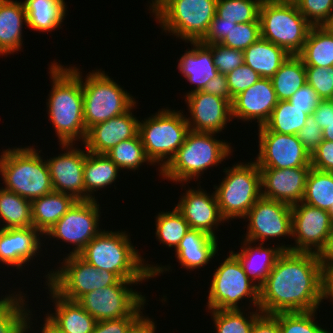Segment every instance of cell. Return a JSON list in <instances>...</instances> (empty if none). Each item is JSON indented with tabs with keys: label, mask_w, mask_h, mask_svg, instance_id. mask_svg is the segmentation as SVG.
<instances>
[{
	"label": "cell",
	"mask_w": 333,
	"mask_h": 333,
	"mask_svg": "<svg viewBox=\"0 0 333 333\" xmlns=\"http://www.w3.org/2000/svg\"><path fill=\"white\" fill-rule=\"evenodd\" d=\"M179 199L175 207L182 213L190 229L200 230L217 238L215 230L219 223L222 225L226 220L220 213L215 191L210 195L201 186L199 189L188 188Z\"/></svg>",
	"instance_id": "cell-21"
},
{
	"label": "cell",
	"mask_w": 333,
	"mask_h": 333,
	"mask_svg": "<svg viewBox=\"0 0 333 333\" xmlns=\"http://www.w3.org/2000/svg\"><path fill=\"white\" fill-rule=\"evenodd\" d=\"M156 218V238L158 241L175 250L182 238L190 230L182 213L174 207L172 211L160 212Z\"/></svg>",
	"instance_id": "cell-40"
},
{
	"label": "cell",
	"mask_w": 333,
	"mask_h": 333,
	"mask_svg": "<svg viewBox=\"0 0 333 333\" xmlns=\"http://www.w3.org/2000/svg\"><path fill=\"white\" fill-rule=\"evenodd\" d=\"M87 152V153H86ZM121 169L106 155L85 150V200H96L94 192L115 183Z\"/></svg>",
	"instance_id": "cell-32"
},
{
	"label": "cell",
	"mask_w": 333,
	"mask_h": 333,
	"mask_svg": "<svg viewBox=\"0 0 333 333\" xmlns=\"http://www.w3.org/2000/svg\"><path fill=\"white\" fill-rule=\"evenodd\" d=\"M127 234L103 230L78 255L96 269L114 273L122 280L146 281L169 271V266L146 263Z\"/></svg>",
	"instance_id": "cell-2"
},
{
	"label": "cell",
	"mask_w": 333,
	"mask_h": 333,
	"mask_svg": "<svg viewBox=\"0 0 333 333\" xmlns=\"http://www.w3.org/2000/svg\"><path fill=\"white\" fill-rule=\"evenodd\" d=\"M15 293L0 299V333H28V329L32 330V313L26 307L24 293Z\"/></svg>",
	"instance_id": "cell-35"
},
{
	"label": "cell",
	"mask_w": 333,
	"mask_h": 333,
	"mask_svg": "<svg viewBox=\"0 0 333 333\" xmlns=\"http://www.w3.org/2000/svg\"><path fill=\"white\" fill-rule=\"evenodd\" d=\"M261 38L260 22L236 24L221 44L244 51Z\"/></svg>",
	"instance_id": "cell-46"
},
{
	"label": "cell",
	"mask_w": 333,
	"mask_h": 333,
	"mask_svg": "<svg viewBox=\"0 0 333 333\" xmlns=\"http://www.w3.org/2000/svg\"><path fill=\"white\" fill-rule=\"evenodd\" d=\"M293 252H310L324 256L333 239V221L326 210L299 202L292 206Z\"/></svg>",
	"instance_id": "cell-14"
},
{
	"label": "cell",
	"mask_w": 333,
	"mask_h": 333,
	"mask_svg": "<svg viewBox=\"0 0 333 333\" xmlns=\"http://www.w3.org/2000/svg\"><path fill=\"white\" fill-rule=\"evenodd\" d=\"M82 83L84 123L86 130L100 122L127 112L136 100L120 87L105 71L92 70L82 79V72L73 66L68 67Z\"/></svg>",
	"instance_id": "cell-6"
},
{
	"label": "cell",
	"mask_w": 333,
	"mask_h": 333,
	"mask_svg": "<svg viewBox=\"0 0 333 333\" xmlns=\"http://www.w3.org/2000/svg\"><path fill=\"white\" fill-rule=\"evenodd\" d=\"M156 325L149 316H142L127 333H155Z\"/></svg>",
	"instance_id": "cell-58"
},
{
	"label": "cell",
	"mask_w": 333,
	"mask_h": 333,
	"mask_svg": "<svg viewBox=\"0 0 333 333\" xmlns=\"http://www.w3.org/2000/svg\"><path fill=\"white\" fill-rule=\"evenodd\" d=\"M298 56L305 66L333 68V26H313Z\"/></svg>",
	"instance_id": "cell-34"
},
{
	"label": "cell",
	"mask_w": 333,
	"mask_h": 333,
	"mask_svg": "<svg viewBox=\"0 0 333 333\" xmlns=\"http://www.w3.org/2000/svg\"><path fill=\"white\" fill-rule=\"evenodd\" d=\"M308 116L305 109L293 106L288 101H278L264 126L272 132L297 135Z\"/></svg>",
	"instance_id": "cell-39"
},
{
	"label": "cell",
	"mask_w": 333,
	"mask_h": 333,
	"mask_svg": "<svg viewBox=\"0 0 333 333\" xmlns=\"http://www.w3.org/2000/svg\"><path fill=\"white\" fill-rule=\"evenodd\" d=\"M44 324L41 327V333H63L54 323H52L47 317L44 320Z\"/></svg>",
	"instance_id": "cell-60"
},
{
	"label": "cell",
	"mask_w": 333,
	"mask_h": 333,
	"mask_svg": "<svg viewBox=\"0 0 333 333\" xmlns=\"http://www.w3.org/2000/svg\"><path fill=\"white\" fill-rule=\"evenodd\" d=\"M162 108L139 121V135L147 158L159 164L161 171L173 158L190 131L186 116L180 111Z\"/></svg>",
	"instance_id": "cell-8"
},
{
	"label": "cell",
	"mask_w": 333,
	"mask_h": 333,
	"mask_svg": "<svg viewBox=\"0 0 333 333\" xmlns=\"http://www.w3.org/2000/svg\"><path fill=\"white\" fill-rule=\"evenodd\" d=\"M77 200L60 192H51L31 201L33 227L43 235L73 206Z\"/></svg>",
	"instance_id": "cell-30"
},
{
	"label": "cell",
	"mask_w": 333,
	"mask_h": 333,
	"mask_svg": "<svg viewBox=\"0 0 333 333\" xmlns=\"http://www.w3.org/2000/svg\"><path fill=\"white\" fill-rule=\"evenodd\" d=\"M143 281L120 279L116 284L95 289L83 295L77 302L97 322L121 319L124 317H142L141 310L146 304V297L129 286ZM143 307V308H142Z\"/></svg>",
	"instance_id": "cell-12"
},
{
	"label": "cell",
	"mask_w": 333,
	"mask_h": 333,
	"mask_svg": "<svg viewBox=\"0 0 333 333\" xmlns=\"http://www.w3.org/2000/svg\"><path fill=\"white\" fill-rule=\"evenodd\" d=\"M229 253L213 273L207 310L242 309L238 303L243 299L259 309V287L244 272L238 258L231 251Z\"/></svg>",
	"instance_id": "cell-11"
},
{
	"label": "cell",
	"mask_w": 333,
	"mask_h": 333,
	"mask_svg": "<svg viewBox=\"0 0 333 333\" xmlns=\"http://www.w3.org/2000/svg\"><path fill=\"white\" fill-rule=\"evenodd\" d=\"M251 333H281L278 320L270 314H261L253 323Z\"/></svg>",
	"instance_id": "cell-57"
},
{
	"label": "cell",
	"mask_w": 333,
	"mask_h": 333,
	"mask_svg": "<svg viewBox=\"0 0 333 333\" xmlns=\"http://www.w3.org/2000/svg\"><path fill=\"white\" fill-rule=\"evenodd\" d=\"M33 146L8 148L0 155L4 189L32 201L53 192L46 160Z\"/></svg>",
	"instance_id": "cell-5"
},
{
	"label": "cell",
	"mask_w": 333,
	"mask_h": 333,
	"mask_svg": "<svg viewBox=\"0 0 333 333\" xmlns=\"http://www.w3.org/2000/svg\"><path fill=\"white\" fill-rule=\"evenodd\" d=\"M213 56L214 65L223 75L229 74L240 65L244 64V52L239 49L227 47L221 43L207 45Z\"/></svg>",
	"instance_id": "cell-47"
},
{
	"label": "cell",
	"mask_w": 333,
	"mask_h": 333,
	"mask_svg": "<svg viewBox=\"0 0 333 333\" xmlns=\"http://www.w3.org/2000/svg\"><path fill=\"white\" fill-rule=\"evenodd\" d=\"M271 1L278 3H292V4H296L298 2V0H271Z\"/></svg>",
	"instance_id": "cell-63"
},
{
	"label": "cell",
	"mask_w": 333,
	"mask_h": 333,
	"mask_svg": "<svg viewBox=\"0 0 333 333\" xmlns=\"http://www.w3.org/2000/svg\"><path fill=\"white\" fill-rule=\"evenodd\" d=\"M296 6L312 26L333 25V0H298Z\"/></svg>",
	"instance_id": "cell-45"
},
{
	"label": "cell",
	"mask_w": 333,
	"mask_h": 333,
	"mask_svg": "<svg viewBox=\"0 0 333 333\" xmlns=\"http://www.w3.org/2000/svg\"><path fill=\"white\" fill-rule=\"evenodd\" d=\"M328 213L330 214L331 219H332V221H333V205H332V207L330 208V210L328 211Z\"/></svg>",
	"instance_id": "cell-64"
},
{
	"label": "cell",
	"mask_w": 333,
	"mask_h": 333,
	"mask_svg": "<svg viewBox=\"0 0 333 333\" xmlns=\"http://www.w3.org/2000/svg\"><path fill=\"white\" fill-rule=\"evenodd\" d=\"M235 25L236 23L223 21V19L215 15L207 33L200 42L206 45L221 43Z\"/></svg>",
	"instance_id": "cell-53"
},
{
	"label": "cell",
	"mask_w": 333,
	"mask_h": 333,
	"mask_svg": "<svg viewBox=\"0 0 333 333\" xmlns=\"http://www.w3.org/2000/svg\"><path fill=\"white\" fill-rule=\"evenodd\" d=\"M63 259L57 270L48 272L45 283L65 299L78 301L83 295L120 280L114 273L96 269L79 255L67 254Z\"/></svg>",
	"instance_id": "cell-13"
},
{
	"label": "cell",
	"mask_w": 333,
	"mask_h": 333,
	"mask_svg": "<svg viewBox=\"0 0 333 333\" xmlns=\"http://www.w3.org/2000/svg\"><path fill=\"white\" fill-rule=\"evenodd\" d=\"M152 1V3L151 2H148V3H150V7H149V9L158 1V0H151Z\"/></svg>",
	"instance_id": "cell-65"
},
{
	"label": "cell",
	"mask_w": 333,
	"mask_h": 333,
	"mask_svg": "<svg viewBox=\"0 0 333 333\" xmlns=\"http://www.w3.org/2000/svg\"><path fill=\"white\" fill-rule=\"evenodd\" d=\"M321 100L317 92L306 83L291 96L288 102L300 109H305L306 114L312 115Z\"/></svg>",
	"instance_id": "cell-51"
},
{
	"label": "cell",
	"mask_w": 333,
	"mask_h": 333,
	"mask_svg": "<svg viewBox=\"0 0 333 333\" xmlns=\"http://www.w3.org/2000/svg\"><path fill=\"white\" fill-rule=\"evenodd\" d=\"M97 200H77L44 235L73 244L75 247L68 255H78L102 231L99 229L101 212Z\"/></svg>",
	"instance_id": "cell-15"
},
{
	"label": "cell",
	"mask_w": 333,
	"mask_h": 333,
	"mask_svg": "<svg viewBox=\"0 0 333 333\" xmlns=\"http://www.w3.org/2000/svg\"><path fill=\"white\" fill-rule=\"evenodd\" d=\"M247 163L240 162L224 169L226 175L222 182L214 185L220 213L226 221L244 219L262 196L259 167L255 161Z\"/></svg>",
	"instance_id": "cell-10"
},
{
	"label": "cell",
	"mask_w": 333,
	"mask_h": 333,
	"mask_svg": "<svg viewBox=\"0 0 333 333\" xmlns=\"http://www.w3.org/2000/svg\"><path fill=\"white\" fill-rule=\"evenodd\" d=\"M48 285V286H47ZM55 312L46 317L63 333H92L97 321L77 301L65 299L48 283Z\"/></svg>",
	"instance_id": "cell-27"
},
{
	"label": "cell",
	"mask_w": 333,
	"mask_h": 333,
	"mask_svg": "<svg viewBox=\"0 0 333 333\" xmlns=\"http://www.w3.org/2000/svg\"><path fill=\"white\" fill-rule=\"evenodd\" d=\"M278 101H288L306 84V68L298 55H290L270 78Z\"/></svg>",
	"instance_id": "cell-36"
},
{
	"label": "cell",
	"mask_w": 333,
	"mask_h": 333,
	"mask_svg": "<svg viewBox=\"0 0 333 333\" xmlns=\"http://www.w3.org/2000/svg\"><path fill=\"white\" fill-rule=\"evenodd\" d=\"M141 317H124L97 322L92 333H127Z\"/></svg>",
	"instance_id": "cell-54"
},
{
	"label": "cell",
	"mask_w": 333,
	"mask_h": 333,
	"mask_svg": "<svg viewBox=\"0 0 333 333\" xmlns=\"http://www.w3.org/2000/svg\"><path fill=\"white\" fill-rule=\"evenodd\" d=\"M312 117L322 130L325 129L333 122V100H321Z\"/></svg>",
	"instance_id": "cell-56"
},
{
	"label": "cell",
	"mask_w": 333,
	"mask_h": 333,
	"mask_svg": "<svg viewBox=\"0 0 333 333\" xmlns=\"http://www.w3.org/2000/svg\"><path fill=\"white\" fill-rule=\"evenodd\" d=\"M306 83H308L322 100L331 99L333 95V68L305 66Z\"/></svg>",
	"instance_id": "cell-48"
},
{
	"label": "cell",
	"mask_w": 333,
	"mask_h": 333,
	"mask_svg": "<svg viewBox=\"0 0 333 333\" xmlns=\"http://www.w3.org/2000/svg\"><path fill=\"white\" fill-rule=\"evenodd\" d=\"M261 38L298 55L313 27L296 4L263 0L259 10Z\"/></svg>",
	"instance_id": "cell-9"
},
{
	"label": "cell",
	"mask_w": 333,
	"mask_h": 333,
	"mask_svg": "<svg viewBox=\"0 0 333 333\" xmlns=\"http://www.w3.org/2000/svg\"><path fill=\"white\" fill-rule=\"evenodd\" d=\"M252 241L244 239L240 252H231L240 261L244 272L249 278L260 287L273 269L275 262L283 251H289L291 245H276V247L252 246Z\"/></svg>",
	"instance_id": "cell-25"
},
{
	"label": "cell",
	"mask_w": 333,
	"mask_h": 333,
	"mask_svg": "<svg viewBox=\"0 0 333 333\" xmlns=\"http://www.w3.org/2000/svg\"><path fill=\"white\" fill-rule=\"evenodd\" d=\"M311 167L259 168L262 197L295 205L302 202Z\"/></svg>",
	"instance_id": "cell-20"
},
{
	"label": "cell",
	"mask_w": 333,
	"mask_h": 333,
	"mask_svg": "<svg viewBox=\"0 0 333 333\" xmlns=\"http://www.w3.org/2000/svg\"><path fill=\"white\" fill-rule=\"evenodd\" d=\"M278 103L270 78H260L255 84L234 97L232 118L242 121L257 120L263 126Z\"/></svg>",
	"instance_id": "cell-23"
},
{
	"label": "cell",
	"mask_w": 333,
	"mask_h": 333,
	"mask_svg": "<svg viewBox=\"0 0 333 333\" xmlns=\"http://www.w3.org/2000/svg\"><path fill=\"white\" fill-rule=\"evenodd\" d=\"M216 6L217 0H158L150 10L163 31L188 43L205 36Z\"/></svg>",
	"instance_id": "cell-7"
},
{
	"label": "cell",
	"mask_w": 333,
	"mask_h": 333,
	"mask_svg": "<svg viewBox=\"0 0 333 333\" xmlns=\"http://www.w3.org/2000/svg\"><path fill=\"white\" fill-rule=\"evenodd\" d=\"M302 202L329 211L333 205V173L311 167Z\"/></svg>",
	"instance_id": "cell-38"
},
{
	"label": "cell",
	"mask_w": 333,
	"mask_h": 333,
	"mask_svg": "<svg viewBox=\"0 0 333 333\" xmlns=\"http://www.w3.org/2000/svg\"><path fill=\"white\" fill-rule=\"evenodd\" d=\"M60 145L66 151L46 160L53 190L85 200V151L74 147V143Z\"/></svg>",
	"instance_id": "cell-18"
},
{
	"label": "cell",
	"mask_w": 333,
	"mask_h": 333,
	"mask_svg": "<svg viewBox=\"0 0 333 333\" xmlns=\"http://www.w3.org/2000/svg\"><path fill=\"white\" fill-rule=\"evenodd\" d=\"M203 92L207 94H212L220 98L228 100L231 104L233 102V97L230 94L226 75L218 73L213 79H211L204 89Z\"/></svg>",
	"instance_id": "cell-55"
},
{
	"label": "cell",
	"mask_w": 333,
	"mask_h": 333,
	"mask_svg": "<svg viewBox=\"0 0 333 333\" xmlns=\"http://www.w3.org/2000/svg\"><path fill=\"white\" fill-rule=\"evenodd\" d=\"M1 229L32 227L31 201L0 187Z\"/></svg>",
	"instance_id": "cell-37"
},
{
	"label": "cell",
	"mask_w": 333,
	"mask_h": 333,
	"mask_svg": "<svg viewBox=\"0 0 333 333\" xmlns=\"http://www.w3.org/2000/svg\"><path fill=\"white\" fill-rule=\"evenodd\" d=\"M316 311L277 313L273 316L279 322L281 333H331L314 322Z\"/></svg>",
	"instance_id": "cell-44"
},
{
	"label": "cell",
	"mask_w": 333,
	"mask_h": 333,
	"mask_svg": "<svg viewBox=\"0 0 333 333\" xmlns=\"http://www.w3.org/2000/svg\"><path fill=\"white\" fill-rule=\"evenodd\" d=\"M323 298L333 302V265H324Z\"/></svg>",
	"instance_id": "cell-59"
},
{
	"label": "cell",
	"mask_w": 333,
	"mask_h": 333,
	"mask_svg": "<svg viewBox=\"0 0 333 333\" xmlns=\"http://www.w3.org/2000/svg\"><path fill=\"white\" fill-rule=\"evenodd\" d=\"M324 257L310 252L283 251L259 287L263 314L308 312L323 302Z\"/></svg>",
	"instance_id": "cell-1"
},
{
	"label": "cell",
	"mask_w": 333,
	"mask_h": 333,
	"mask_svg": "<svg viewBox=\"0 0 333 333\" xmlns=\"http://www.w3.org/2000/svg\"><path fill=\"white\" fill-rule=\"evenodd\" d=\"M191 117H186L193 132L219 133L232 119L231 103L218 96L195 91L185 95Z\"/></svg>",
	"instance_id": "cell-19"
},
{
	"label": "cell",
	"mask_w": 333,
	"mask_h": 333,
	"mask_svg": "<svg viewBox=\"0 0 333 333\" xmlns=\"http://www.w3.org/2000/svg\"><path fill=\"white\" fill-rule=\"evenodd\" d=\"M226 78L230 94L234 98L239 93L255 84L262 77L244 63L227 74Z\"/></svg>",
	"instance_id": "cell-49"
},
{
	"label": "cell",
	"mask_w": 333,
	"mask_h": 333,
	"mask_svg": "<svg viewBox=\"0 0 333 333\" xmlns=\"http://www.w3.org/2000/svg\"><path fill=\"white\" fill-rule=\"evenodd\" d=\"M323 140L333 141V122L323 129Z\"/></svg>",
	"instance_id": "cell-61"
},
{
	"label": "cell",
	"mask_w": 333,
	"mask_h": 333,
	"mask_svg": "<svg viewBox=\"0 0 333 333\" xmlns=\"http://www.w3.org/2000/svg\"><path fill=\"white\" fill-rule=\"evenodd\" d=\"M263 0H217L216 15L232 23L260 22L259 10Z\"/></svg>",
	"instance_id": "cell-43"
},
{
	"label": "cell",
	"mask_w": 333,
	"mask_h": 333,
	"mask_svg": "<svg viewBox=\"0 0 333 333\" xmlns=\"http://www.w3.org/2000/svg\"><path fill=\"white\" fill-rule=\"evenodd\" d=\"M27 26V14L22 1L0 2V55H9L22 48V28Z\"/></svg>",
	"instance_id": "cell-29"
},
{
	"label": "cell",
	"mask_w": 333,
	"mask_h": 333,
	"mask_svg": "<svg viewBox=\"0 0 333 333\" xmlns=\"http://www.w3.org/2000/svg\"><path fill=\"white\" fill-rule=\"evenodd\" d=\"M325 265H333V239L328 252L323 256Z\"/></svg>",
	"instance_id": "cell-62"
},
{
	"label": "cell",
	"mask_w": 333,
	"mask_h": 333,
	"mask_svg": "<svg viewBox=\"0 0 333 333\" xmlns=\"http://www.w3.org/2000/svg\"><path fill=\"white\" fill-rule=\"evenodd\" d=\"M40 235V236H39ZM43 234L32 227L0 228V263L17 267L20 270L24 264L34 259L41 249ZM37 253V254H36Z\"/></svg>",
	"instance_id": "cell-24"
},
{
	"label": "cell",
	"mask_w": 333,
	"mask_h": 333,
	"mask_svg": "<svg viewBox=\"0 0 333 333\" xmlns=\"http://www.w3.org/2000/svg\"><path fill=\"white\" fill-rule=\"evenodd\" d=\"M243 309L209 310L216 333H251L254 321L262 314L260 309L245 315ZM258 311V312H257ZM244 313V314H243Z\"/></svg>",
	"instance_id": "cell-41"
},
{
	"label": "cell",
	"mask_w": 333,
	"mask_h": 333,
	"mask_svg": "<svg viewBox=\"0 0 333 333\" xmlns=\"http://www.w3.org/2000/svg\"><path fill=\"white\" fill-rule=\"evenodd\" d=\"M258 129L259 153L254 161L259 168L311 167V155L297 135L272 132L264 125Z\"/></svg>",
	"instance_id": "cell-16"
},
{
	"label": "cell",
	"mask_w": 333,
	"mask_h": 333,
	"mask_svg": "<svg viewBox=\"0 0 333 333\" xmlns=\"http://www.w3.org/2000/svg\"><path fill=\"white\" fill-rule=\"evenodd\" d=\"M193 48L187 49L178 62L179 72L184 78L195 85L187 94L202 91L206 84L218 75L214 65L211 49L200 41H190Z\"/></svg>",
	"instance_id": "cell-26"
},
{
	"label": "cell",
	"mask_w": 333,
	"mask_h": 333,
	"mask_svg": "<svg viewBox=\"0 0 333 333\" xmlns=\"http://www.w3.org/2000/svg\"><path fill=\"white\" fill-rule=\"evenodd\" d=\"M216 133L189 131L182 146L161 170L163 179L188 184L197 179L209 167L221 164L231 154V143L217 140Z\"/></svg>",
	"instance_id": "cell-4"
},
{
	"label": "cell",
	"mask_w": 333,
	"mask_h": 333,
	"mask_svg": "<svg viewBox=\"0 0 333 333\" xmlns=\"http://www.w3.org/2000/svg\"><path fill=\"white\" fill-rule=\"evenodd\" d=\"M23 4L28 28L47 33L61 29L67 11L64 0H24Z\"/></svg>",
	"instance_id": "cell-33"
},
{
	"label": "cell",
	"mask_w": 333,
	"mask_h": 333,
	"mask_svg": "<svg viewBox=\"0 0 333 333\" xmlns=\"http://www.w3.org/2000/svg\"><path fill=\"white\" fill-rule=\"evenodd\" d=\"M52 88L47 99V114L59 144L84 142L87 130L81 80L66 66L54 61L49 67Z\"/></svg>",
	"instance_id": "cell-3"
},
{
	"label": "cell",
	"mask_w": 333,
	"mask_h": 333,
	"mask_svg": "<svg viewBox=\"0 0 333 333\" xmlns=\"http://www.w3.org/2000/svg\"><path fill=\"white\" fill-rule=\"evenodd\" d=\"M311 167L333 173V141H322L311 155Z\"/></svg>",
	"instance_id": "cell-52"
},
{
	"label": "cell",
	"mask_w": 333,
	"mask_h": 333,
	"mask_svg": "<svg viewBox=\"0 0 333 333\" xmlns=\"http://www.w3.org/2000/svg\"><path fill=\"white\" fill-rule=\"evenodd\" d=\"M302 145L312 155L317 147L323 141V130L315 122L312 115H309L306 119V123L303 128L297 133Z\"/></svg>",
	"instance_id": "cell-50"
},
{
	"label": "cell",
	"mask_w": 333,
	"mask_h": 333,
	"mask_svg": "<svg viewBox=\"0 0 333 333\" xmlns=\"http://www.w3.org/2000/svg\"><path fill=\"white\" fill-rule=\"evenodd\" d=\"M106 155L122 170H138L143 163H151L147 158L140 135L115 145Z\"/></svg>",
	"instance_id": "cell-42"
},
{
	"label": "cell",
	"mask_w": 333,
	"mask_h": 333,
	"mask_svg": "<svg viewBox=\"0 0 333 333\" xmlns=\"http://www.w3.org/2000/svg\"><path fill=\"white\" fill-rule=\"evenodd\" d=\"M244 63L263 78H271L290 54L272 42L259 38L244 51Z\"/></svg>",
	"instance_id": "cell-31"
},
{
	"label": "cell",
	"mask_w": 333,
	"mask_h": 333,
	"mask_svg": "<svg viewBox=\"0 0 333 333\" xmlns=\"http://www.w3.org/2000/svg\"><path fill=\"white\" fill-rule=\"evenodd\" d=\"M249 221L246 240L254 243L269 238L292 237V206L260 197L244 217ZM267 239V240H266Z\"/></svg>",
	"instance_id": "cell-17"
},
{
	"label": "cell",
	"mask_w": 333,
	"mask_h": 333,
	"mask_svg": "<svg viewBox=\"0 0 333 333\" xmlns=\"http://www.w3.org/2000/svg\"><path fill=\"white\" fill-rule=\"evenodd\" d=\"M217 239L200 230L190 229L174 250L175 257L187 270L204 268L218 254Z\"/></svg>",
	"instance_id": "cell-28"
},
{
	"label": "cell",
	"mask_w": 333,
	"mask_h": 333,
	"mask_svg": "<svg viewBox=\"0 0 333 333\" xmlns=\"http://www.w3.org/2000/svg\"><path fill=\"white\" fill-rule=\"evenodd\" d=\"M135 107L136 103L124 114L90 127L83 142L84 148L88 152L106 154L120 142L136 137L140 120L132 114Z\"/></svg>",
	"instance_id": "cell-22"
}]
</instances>
